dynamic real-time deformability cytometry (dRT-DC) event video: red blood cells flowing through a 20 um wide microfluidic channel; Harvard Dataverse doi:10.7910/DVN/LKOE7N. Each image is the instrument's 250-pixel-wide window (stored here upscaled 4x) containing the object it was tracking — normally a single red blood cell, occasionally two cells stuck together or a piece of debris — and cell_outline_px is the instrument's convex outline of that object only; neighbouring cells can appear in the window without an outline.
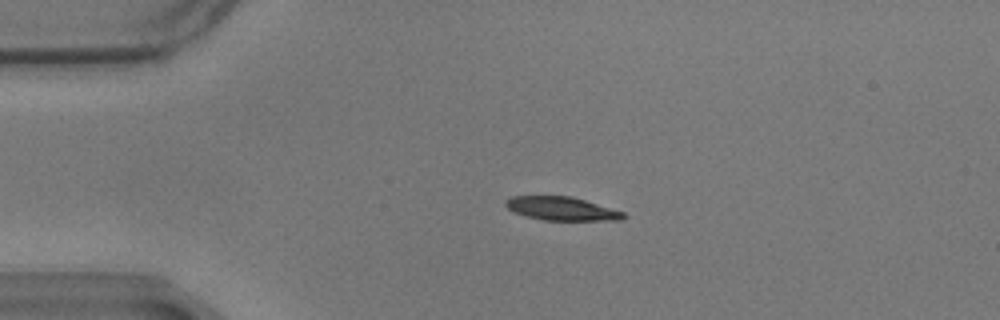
{"species": "common noctule bat (a hibernating species)", "species_latin": "Nyctalus noctula", "temperature_condition": "warm", "stored_images_in_passage": 47, "camera_frame_rate_fps": 3000, "um_per_image_px": 0.085, "animal": {"sex": "male", "body_mass_g": 17.9}, "frame": {"image": 1, "passage_image": 1, "time_ms": 0.0, "image_size_px": [1000, 320], "cell_outline_px": [[628, 216], [620, 220], [544, 220], [524, 216], [508, 208], [504, 204], [504, 200], [512, 196], [572, 196], [624, 212]], "centroid_in_image_um": [47.73, 17.73], "position_along_channel_um": 37.3, "area_um2": 16.13}}
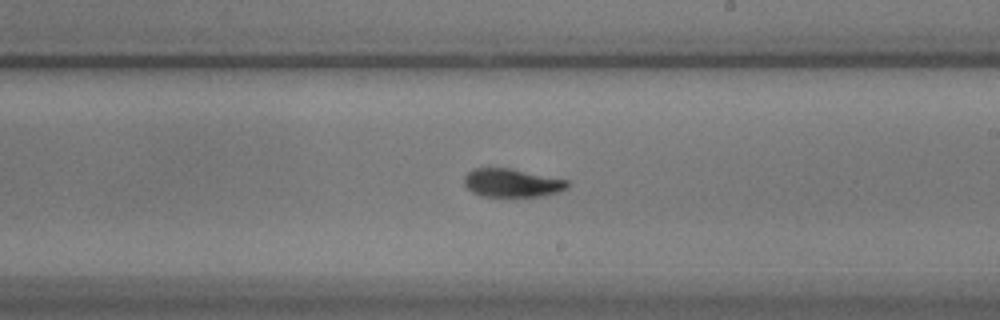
{"frame": {"image": 2, "passage_image": 22, "time_ms": 7.0, "image_size_px": [1000, 320], "cell_outline_px": [[572, 184], [568, 188], [560, 192], [544, 196], [480, 196], [472, 192], [464, 184], [464, 176], [472, 168], [508, 168], [568, 180]], "centroid_in_image_um": [43.54, 15.55], "position_along_channel_um": 245.5, "area_um2": 17.17}}
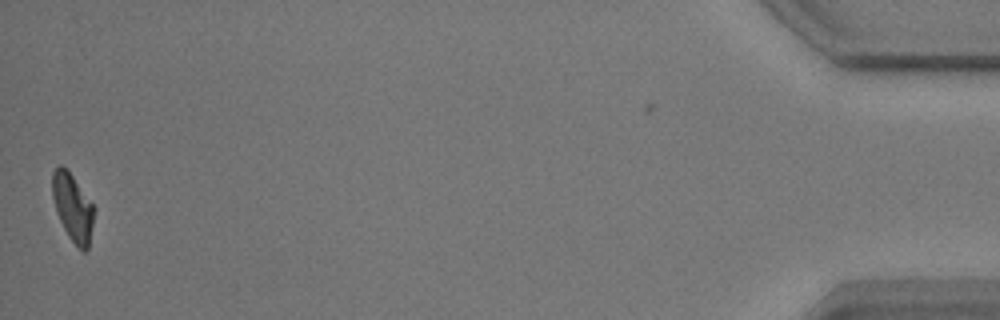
{"frame": {"image": 3, "passage_image": 46, "time_ms": 15.0, "image_size_px": [1000, 320], "cell_outline_px": [[96, 208], [88, 248], [84, 252], [68, 236], [56, 212], [52, 196], [52, 172], [60, 164], [68, 168]], "centroid_in_image_um": [6.19, 17.57], "position_along_channel_um": 429.0, "area_um2": 16.59}, "authors_computed_cell_mechanics": {"area_um2": 17.2822, "velocity_mm_per_s": 3.4544, "shape_relaxation_time_tau1_ms": null, "shape_relaxation_time_tau2_ms": 6.848, "deformation_change_tau1": null, "deformation_change_tau2": 0.053}}